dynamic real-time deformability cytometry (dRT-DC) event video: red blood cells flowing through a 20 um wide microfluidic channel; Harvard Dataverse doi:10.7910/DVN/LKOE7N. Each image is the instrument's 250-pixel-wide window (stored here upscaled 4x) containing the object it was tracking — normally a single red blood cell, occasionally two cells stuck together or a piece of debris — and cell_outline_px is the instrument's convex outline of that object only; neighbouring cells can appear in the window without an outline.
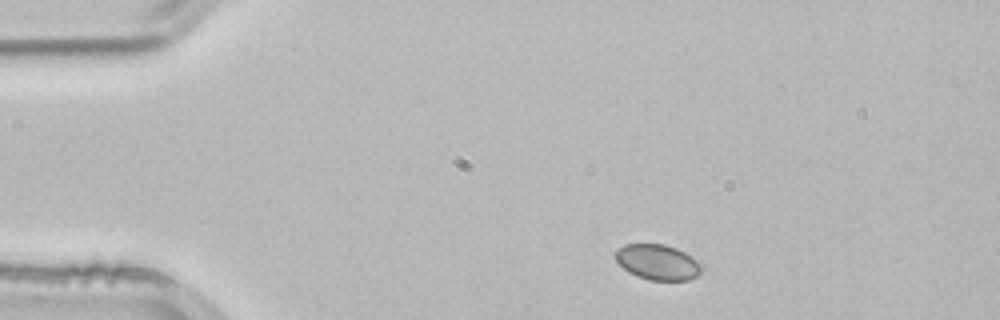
{"species": "common noctule bat (a hibernating species)", "species_latin": "Nyctalus noctula", "temperature_condition": "room temperature", "stored_images_in_passage": 2, "camera_frame_rate_fps": 3000, "um_per_image_px": 0.085, "animal": {"sex": "male", "body_mass_g": 21.5, "forearm_length_mm": 52.0}, "frame": {"image": 1, "passage_image": 1, "time_ms": 0.0, "image_size_px": [1000, 320], "cell_outline_px": [[704, 268], [696, 276], [688, 280], [648, 280], [636, 276], [628, 272], [612, 256], [612, 252], [616, 248], [624, 244], [664, 244], [676, 248], [692, 256]], "centroid_in_image_um": [55.85, 22.27], "position_along_channel_um": 29.2, "area_um2": 18.03}}